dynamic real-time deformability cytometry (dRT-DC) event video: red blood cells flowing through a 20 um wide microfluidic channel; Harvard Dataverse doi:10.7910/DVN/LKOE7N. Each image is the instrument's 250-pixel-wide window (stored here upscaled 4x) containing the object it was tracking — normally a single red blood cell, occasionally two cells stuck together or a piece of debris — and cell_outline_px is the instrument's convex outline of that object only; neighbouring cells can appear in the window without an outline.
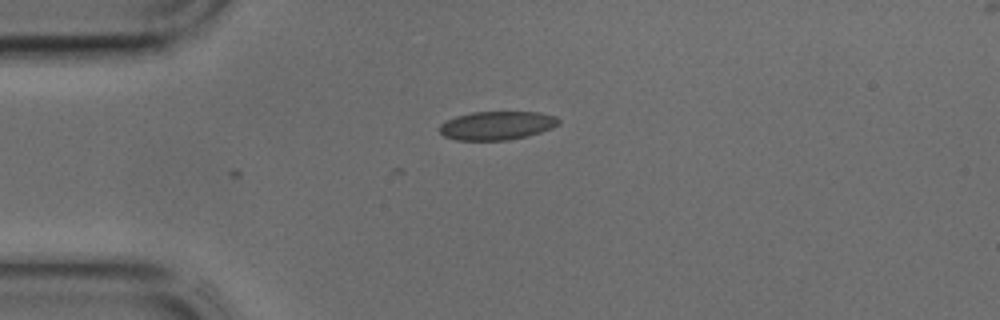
{"species": "common noctule bat (a hibernating species)", "species_latin": "Nyctalus noctula", "temperature_condition": "cold", "stored_images_in_passage": 2, "camera_frame_rate_fps": 3000, "um_per_image_px": 0.085, "animal": {"sex": "male", "body_mass_g": 17.9, "forearm_length_mm": 54.2}, "frame": {"image": 1, "passage_image": 2, "time_ms": 0.333, "image_size_px": [1000, 320], "cell_outline_px": [[560, 124], [552, 128], [528, 136], [508, 140], [456, 140], [444, 136], [440, 132], [440, 124], [456, 116], [472, 112], [540, 112], [556, 116], [560, 120]], "centroid_in_image_um": [42.27, 10.67], "position_along_channel_um": 42.7, "area_um2": 19.88}}